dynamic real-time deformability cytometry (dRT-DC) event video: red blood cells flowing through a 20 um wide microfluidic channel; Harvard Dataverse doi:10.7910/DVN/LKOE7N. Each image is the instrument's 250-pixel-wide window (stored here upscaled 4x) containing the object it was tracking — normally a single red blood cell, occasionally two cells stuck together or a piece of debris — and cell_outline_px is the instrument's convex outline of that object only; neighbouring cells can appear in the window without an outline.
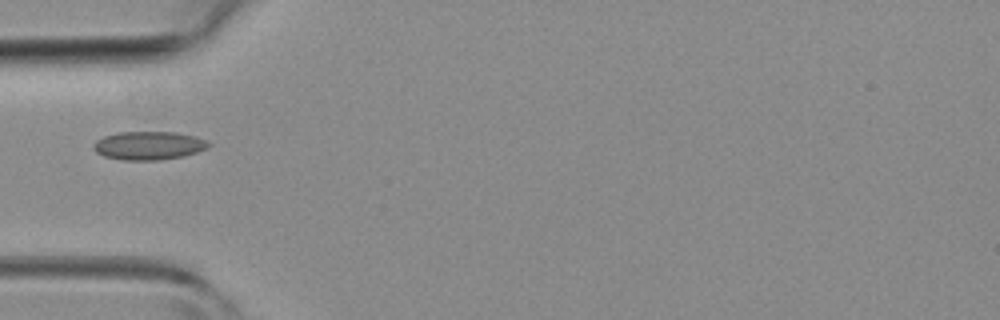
{"species": "common noctule bat (a hibernating species)", "species_latin": "Nyctalus noctula", "temperature_condition": "room temperature", "stored_images_in_passage": 31, "camera_frame_rate_fps": 3000, "um_per_image_px": 0.085, "animal": {"sex": "female", "body_mass_g": 19.3, "forearm_length_mm": 54.1}, "frame": {"image": 1, "passage_image": 1, "time_ms": 0.0, "image_size_px": [1000, 320], "cell_outline_px": [[212, 144], [196, 152], [184, 156], [160, 160], [120, 160], [104, 156], [96, 152], [92, 148], [92, 144], [96, 140], [104, 136], [120, 132], [176, 132], [192, 136], [204, 140]], "centroid_in_image_um": [12.58, 12.38], "position_along_channel_um": 72.4, "area_um2": 18.96}}
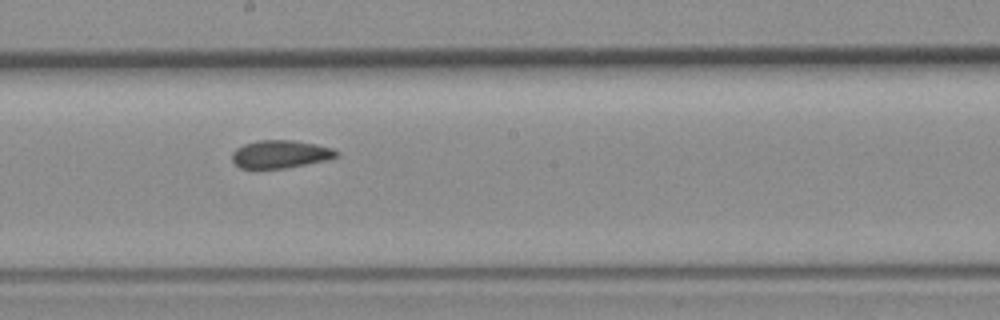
{"frame": {"image": 2, "passage_image": 11, "time_ms": 3.333, "image_size_px": [1000, 320], "cell_outline_px": [[340, 156], [324, 160], [284, 168], [240, 168], [232, 160], [232, 152], [236, 148], [244, 144], [260, 140], [292, 140], [316, 144], [332, 148], [340, 152]], "centroid_in_image_um": [23.83, 13.09], "position_along_channel_um": 224.4, "area_um2": 16.82}}
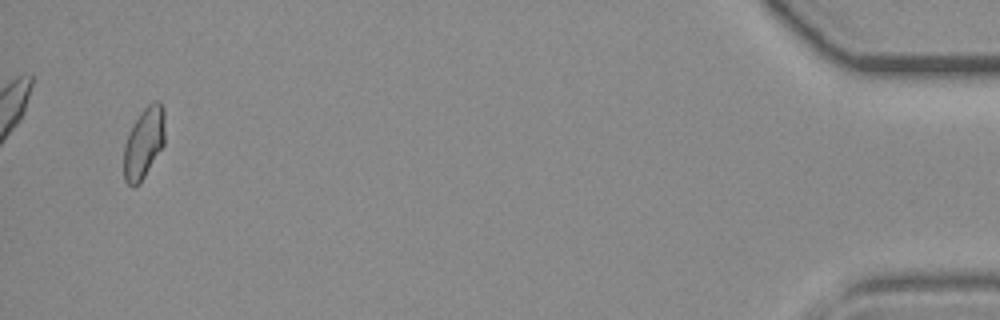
{"frame": {"image": 3, "passage_image": 30, "time_ms": 9.667, "image_size_px": [1000, 320], "cell_outline_px": [[164, 144], [140, 184], [132, 188], [124, 180], [124, 144], [128, 132], [132, 124], [140, 112], [152, 100], [160, 100], [164, 108]], "centroid_in_image_um": [12.22, 12.13], "position_along_channel_um": 423.0, "area_um2": 17.34}}